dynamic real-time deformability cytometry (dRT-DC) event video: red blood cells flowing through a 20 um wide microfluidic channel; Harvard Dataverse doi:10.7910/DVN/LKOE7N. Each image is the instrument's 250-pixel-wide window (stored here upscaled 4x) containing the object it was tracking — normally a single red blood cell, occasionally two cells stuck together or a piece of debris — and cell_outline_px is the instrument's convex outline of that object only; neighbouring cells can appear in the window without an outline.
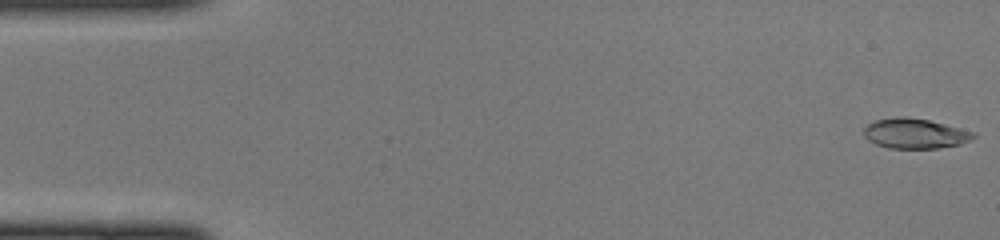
{"species": "common noctule bat (a hibernating species)", "species_latin": "Nyctalus noctula", "temperature_condition": "cold", "stored_images_in_passage": 42, "camera_frame_rate_fps": 3000, "um_per_image_px": 0.085, "animal": {"sex": "female", "body_mass_g": 22.0, "forearm_length_mm": 56.7}, "frame": {"image": 1, "passage_image": 1, "time_ms": 0.0, "image_size_px": [1000, 240], "cell_outline_px": [[976, 136], [972, 140], [960, 144], [936, 148], [888, 148], [876, 144], [868, 140], [864, 136], [864, 128], [868, 124], [876, 120], [896, 116], [908, 116], [928, 120], [976, 132]], "centroid_in_image_um": [77.77, 11.34], "position_along_channel_um": 7.2, "area_um2": 19.25}}
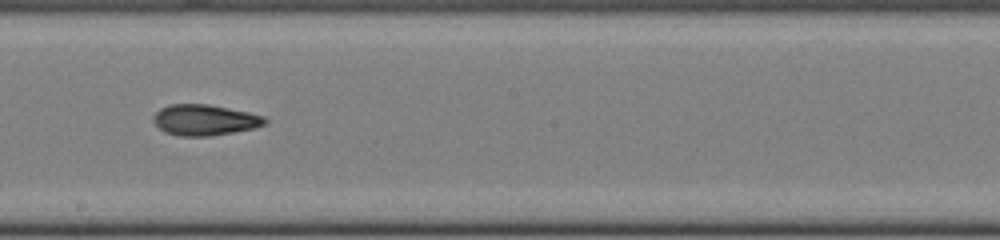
{"frame": {"image": 2, "passage_image": 26, "time_ms": 8.333, "image_size_px": [1000, 240], "cell_outline_px": [[268, 124], [256, 128], [208, 136], [180, 136], [164, 132], [152, 120], [152, 116], [160, 108], [168, 104], [208, 104], [248, 112], [264, 116], [268, 120]], "centroid_in_image_um": [17.4, 10.19], "position_along_channel_um": 230.8, "area_um2": 20.17}}
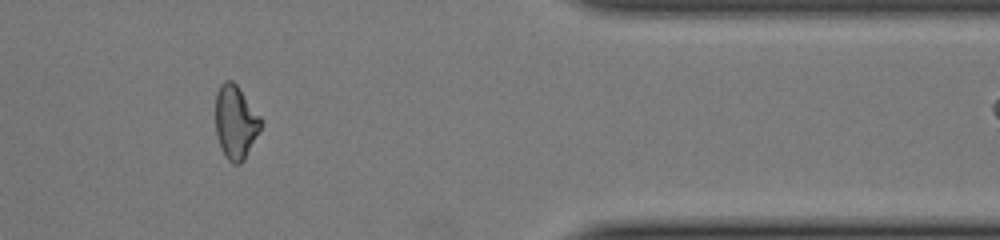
{"frame": {"image": 3, "passage_image": 39, "time_ms": 12.667, "image_size_px": [1000, 240], "cell_outline_px": [[264, 120], [260, 132], [244, 160], [240, 164], [232, 164], [228, 160], [220, 144], [216, 132], [216, 92], [220, 84], [224, 80], [232, 80], [236, 84]], "centroid_in_image_um": [20.05, 10.37], "position_along_channel_um": 391.3, "area_um2": 19.59}}